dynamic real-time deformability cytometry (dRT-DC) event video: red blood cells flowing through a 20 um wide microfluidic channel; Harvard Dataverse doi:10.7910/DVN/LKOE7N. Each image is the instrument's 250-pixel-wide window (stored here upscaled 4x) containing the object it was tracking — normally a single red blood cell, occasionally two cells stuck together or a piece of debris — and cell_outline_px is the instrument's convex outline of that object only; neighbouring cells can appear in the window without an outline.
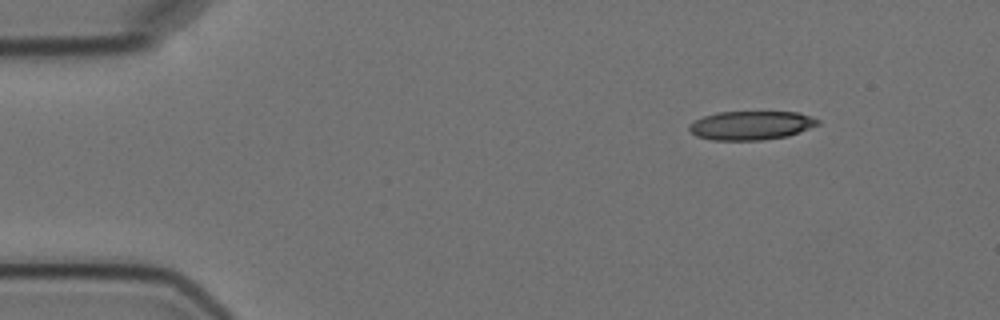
{"species": "Egyptian fruit bat (a non-hibernating species)", "species_latin": "Rousettus aegyptiacus", "temperature_condition": "cold", "stored_images_in_passage": 2, "camera_frame_rate_fps": 3000, "um_per_image_px": 0.085, "animal": {"sex": "female"}, "frame": {"image": 1, "passage_image": 1, "time_ms": 0.0, "image_size_px": [1000, 320], "cell_outline_px": [[820, 124], [788, 136], [764, 140], [712, 140], [696, 136], [688, 128], [688, 124], [704, 116], [716, 112], [800, 112], [812, 116], [820, 120]], "centroid_in_image_um": [63.86, 10.65], "position_along_channel_um": 21.1, "area_um2": 21.73}}
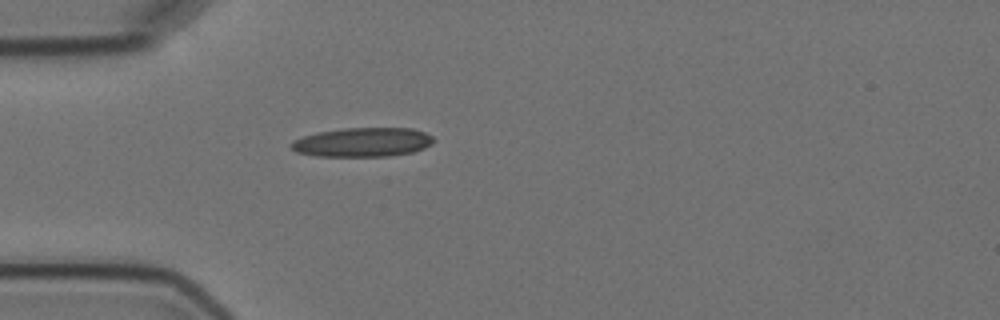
{"frame": {"image": 2, "passage_image": 2, "time_ms": 3.0, "image_size_px": [1000, 320], "cell_outline_px": [[436, 140], [432, 144], [424, 148], [412, 152], [388, 156], [316, 156], [296, 152], [288, 144], [292, 140], [304, 136], [320, 132], [344, 128], [412, 128], [424, 132], [432, 136]], "centroid_in_image_um": [30.83, 12.09], "position_along_channel_um": 54.2, "area_um2": 24.22}}